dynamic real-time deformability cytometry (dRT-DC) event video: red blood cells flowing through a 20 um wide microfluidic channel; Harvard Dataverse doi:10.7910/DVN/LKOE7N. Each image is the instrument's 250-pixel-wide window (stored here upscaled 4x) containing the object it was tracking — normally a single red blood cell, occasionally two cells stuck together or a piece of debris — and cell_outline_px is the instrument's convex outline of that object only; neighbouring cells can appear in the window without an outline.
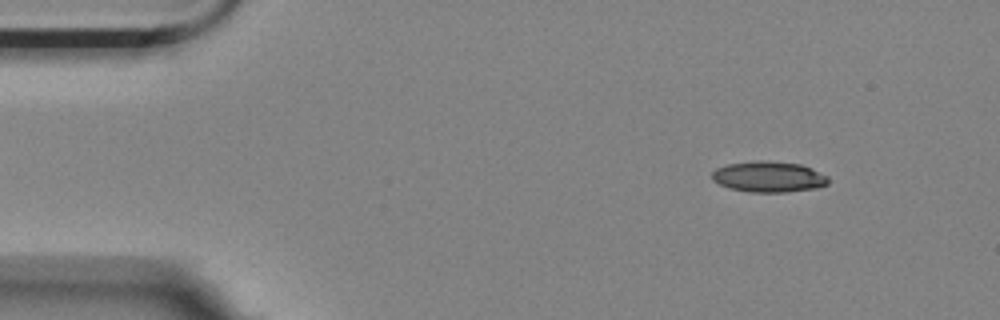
{"species": "Egyptian fruit bat (a non-hibernating species)", "species_latin": "Rousettus aegyptiacus", "temperature_condition": "room temperature", "stored_images_in_passage": 4, "camera_frame_rate_fps": 3000, "um_per_image_px": 0.085, "animal": {"sex": "female"}, "frame": {"image": 1, "passage_image": 1, "time_ms": 0.0, "image_size_px": [1000, 320], "cell_outline_px": [[828, 184], [816, 188], [788, 192], [748, 192], [728, 188], [712, 180], [712, 172], [716, 168], [728, 164], [756, 160], [764, 160], [800, 164], [812, 168], [828, 176]], "centroid_in_image_um": [65.33, 15.02], "position_along_channel_um": 19.7, "area_um2": 21.04}}
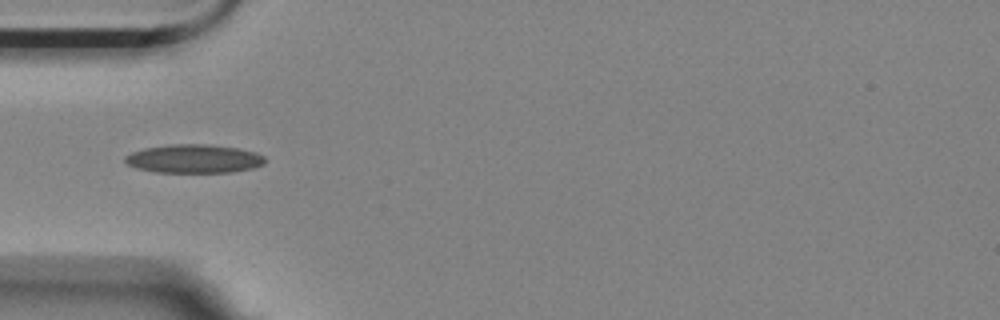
{"frame": {"image": 2, "passage_image": 4, "time_ms": 1.0, "image_size_px": [1000, 320], "cell_outline_px": [[268, 160], [264, 164], [252, 168], [232, 172], [156, 172], [136, 168], [128, 164], [124, 160], [124, 156], [132, 152], [144, 148], [172, 144], [208, 144], [240, 148], [256, 152], [264, 156]], "centroid_in_image_um": [16.52, 13.49], "position_along_channel_um": 68.5, "area_um2": 23.47}}